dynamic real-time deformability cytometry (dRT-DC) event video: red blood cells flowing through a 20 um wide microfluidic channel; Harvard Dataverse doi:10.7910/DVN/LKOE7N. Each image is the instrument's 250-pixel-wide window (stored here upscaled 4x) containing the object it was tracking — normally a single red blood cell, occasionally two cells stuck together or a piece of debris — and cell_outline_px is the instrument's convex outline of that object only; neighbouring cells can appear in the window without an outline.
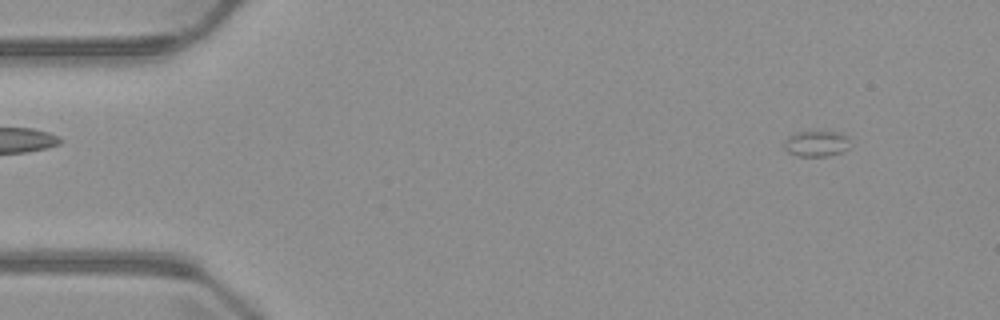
{"species": "common noctule bat (a hibernating species)", "species_latin": "Nyctalus noctula", "temperature_condition": "warm", "stored_images_in_passage": 3, "camera_frame_rate_fps": 3000, "um_per_image_px": 0.085, "animal": {"sex": "male", "body_mass_g": 23.1, "forearm_length_mm": 52.7}, "frame": {"image": 1, "passage_image": 1, "time_ms": 0.0, "image_size_px": [1000, 320], "cell_outline_px": [[852, 144], [848, 148], [840, 152], [828, 156], [800, 156], [788, 152], [784, 148], [784, 140], [788, 136], [796, 132], [820, 128], [840, 132], [848, 136]], "centroid_in_image_um": [69.43, 12.14], "position_along_channel_um": 15.6, "area_um2": 10.64}}